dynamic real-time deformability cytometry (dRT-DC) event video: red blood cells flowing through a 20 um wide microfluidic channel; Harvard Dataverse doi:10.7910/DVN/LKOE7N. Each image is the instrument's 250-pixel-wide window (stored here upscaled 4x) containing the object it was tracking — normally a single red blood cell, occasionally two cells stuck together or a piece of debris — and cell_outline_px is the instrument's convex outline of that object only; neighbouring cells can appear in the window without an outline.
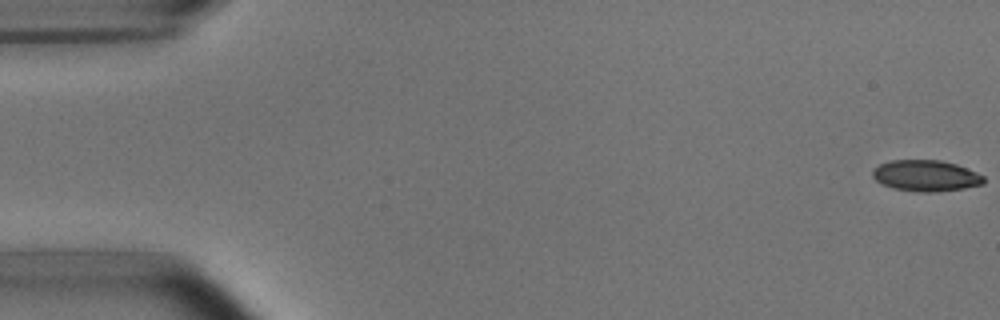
{"species": "common noctule bat (a hibernating species)", "species_latin": "Nyctalus noctula", "temperature_condition": "room temperature", "stored_images_in_passage": 16, "camera_frame_rate_fps": 3000, "um_per_image_px": 0.085, "animal": {"sex": "male", "body_mass_g": 15.6}, "frame": {"image": 1, "passage_image": 1, "time_ms": 0.0, "image_size_px": [1000, 320], "cell_outline_px": [[984, 184], [964, 188], [936, 192], [924, 192], [892, 188], [876, 180], [872, 176], [872, 172], [880, 164], [892, 160], [940, 160], [956, 164], [984, 176]], "centroid_in_image_um": [78.71, 14.93], "position_along_channel_um": 6.3, "area_um2": 19.94}}
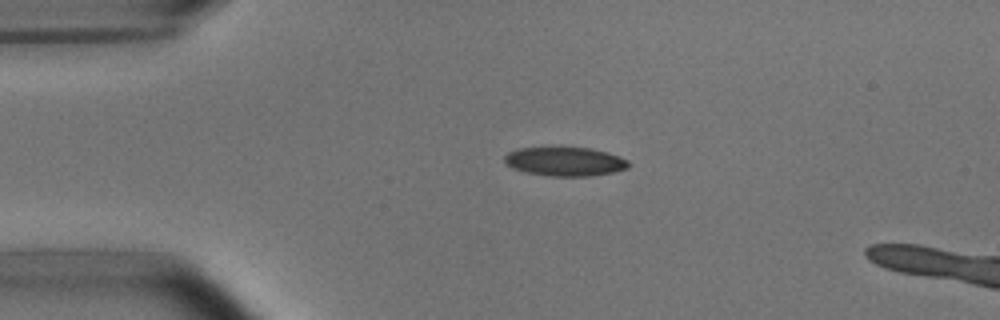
{"frame": {"image": 2, "passage_image": 12, "time_ms": 3.667, "image_size_px": [1000, 320], "cell_outline_px": [[628, 168], [612, 172], [588, 176], [548, 176], [524, 172], [512, 168], [504, 160], [504, 156], [508, 152], [520, 148], [560, 144], [588, 148], [608, 152], [628, 160]], "centroid_in_image_um": [47.97, 13.68], "position_along_channel_um": 37.0, "area_um2": 21.68}}